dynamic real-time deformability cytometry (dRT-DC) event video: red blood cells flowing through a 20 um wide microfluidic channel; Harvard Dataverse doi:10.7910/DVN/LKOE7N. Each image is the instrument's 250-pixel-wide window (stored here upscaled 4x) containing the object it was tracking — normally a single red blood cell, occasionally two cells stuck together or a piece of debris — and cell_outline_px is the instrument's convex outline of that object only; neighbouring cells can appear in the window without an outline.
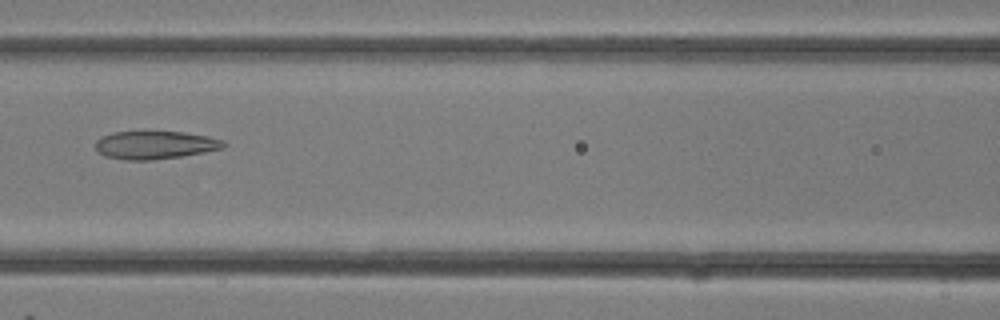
{"species": "common noctule bat (a hibernating species)", "species_latin": "Nyctalus noctula", "temperature_condition": "room temperature", "stored_images_in_passage": 18, "camera_frame_rate_fps": 3000, "um_per_image_px": 0.085, "animal": {"sex": "female"}, "frame": {"image": 1, "passage_image": 11, "time_ms": 3.333, "image_size_px": [1000, 320], "cell_outline_px": [[228, 144], [224, 148], [204, 152], [180, 156], [152, 160], [124, 160], [104, 156], [96, 152], [96, 140], [100, 136], [112, 132], [144, 128], [184, 132], [208, 136], [224, 140]], "centroid_in_image_um": [13.13, 12.27], "position_along_channel_um": 153.5, "area_um2": 22.14}}
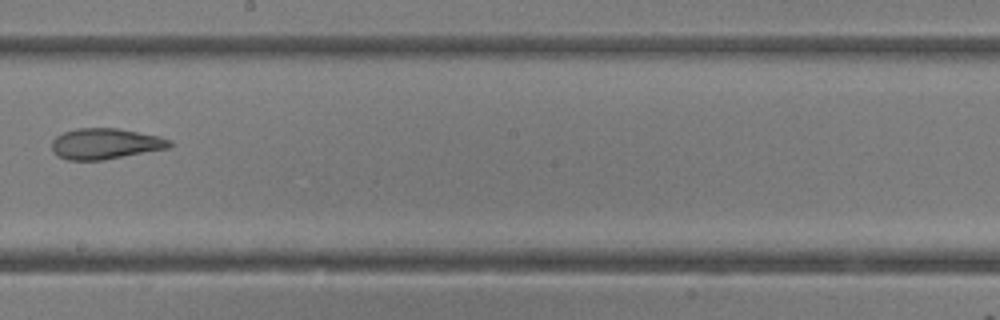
{"frame": {"image": 2, "passage_image": 15, "time_ms": 4.667, "image_size_px": [1000, 320], "cell_outline_px": [[172, 148], [104, 160], [68, 160], [56, 156], [52, 152], [52, 140], [56, 136], [64, 132], [76, 128], [116, 128], [160, 136], [172, 140]], "centroid_in_image_um": [8.97, 12.23], "position_along_channel_um": 239.2, "area_um2": 21.5}}
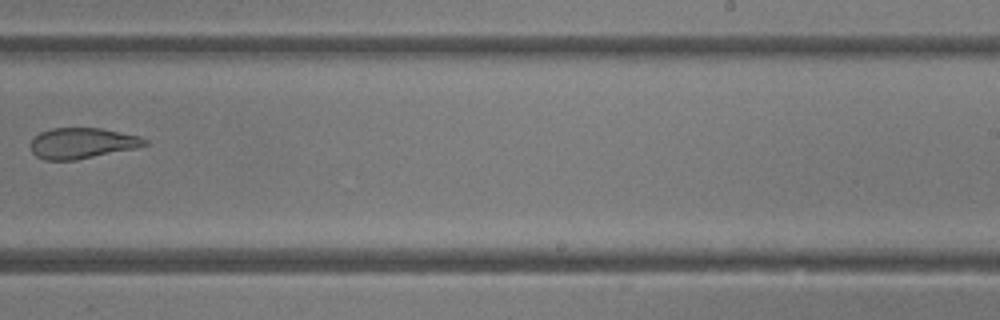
{"frame": {"image": 3, "passage_image": 17, "time_ms": 5.333, "image_size_px": [1000, 320], "cell_outline_px": [[148, 144], [136, 148], [76, 160], [44, 160], [36, 156], [32, 152], [32, 140], [40, 132], [52, 128], [100, 128], [140, 136], [148, 140]], "centroid_in_image_um": [7.0, 12.17], "position_along_channel_um": 282.0, "area_um2": 20.35}}